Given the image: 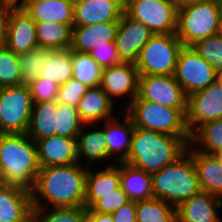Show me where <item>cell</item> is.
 <instances>
[{"label": "cell", "instance_id": "cell-6", "mask_svg": "<svg viewBox=\"0 0 222 222\" xmlns=\"http://www.w3.org/2000/svg\"><path fill=\"white\" fill-rule=\"evenodd\" d=\"M187 109H176L136 97L124 112L133 126L172 136H191L186 124Z\"/></svg>", "mask_w": 222, "mask_h": 222}, {"label": "cell", "instance_id": "cell-44", "mask_svg": "<svg viewBox=\"0 0 222 222\" xmlns=\"http://www.w3.org/2000/svg\"><path fill=\"white\" fill-rule=\"evenodd\" d=\"M13 7V5L0 0V46L5 45L9 17Z\"/></svg>", "mask_w": 222, "mask_h": 222}, {"label": "cell", "instance_id": "cell-30", "mask_svg": "<svg viewBox=\"0 0 222 222\" xmlns=\"http://www.w3.org/2000/svg\"><path fill=\"white\" fill-rule=\"evenodd\" d=\"M39 76L43 78V81L52 82L59 87L73 78L71 49L50 50Z\"/></svg>", "mask_w": 222, "mask_h": 222}, {"label": "cell", "instance_id": "cell-3", "mask_svg": "<svg viewBox=\"0 0 222 222\" xmlns=\"http://www.w3.org/2000/svg\"><path fill=\"white\" fill-rule=\"evenodd\" d=\"M40 169L35 141L26 133H0V183L32 192Z\"/></svg>", "mask_w": 222, "mask_h": 222}, {"label": "cell", "instance_id": "cell-40", "mask_svg": "<svg viewBox=\"0 0 222 222\" xmlns=\"http://www.w3.org/2000/svg\"><path fill=\"white\" fill-rule=\"evenodd\" d=\"M87 90L88 87L83 83L71 78L59 87L56 101L77 108L79 101Z\"/></svg>", "mask_w": 222, "mask_h": 222}, {"label": "cell", "instance_id": "cell-46", "mask_svg": "<svg viewBox=\"0 0 222 222\" xmlns=\"http://www.w3.org/2000/svg\"><path fill=\"white\" fill-rule=\"evenodd\" d=\"M172 4H174L178 9L183 8L188 5L196 4L198 2L206 1V0H169Z\"/></svg>", "mask_w": 222, "mask_h": 222}, {"label": "cell", "instance_id": "cell-51", "mask_svg": "<svg viewBox=\"0 0 222 222\" xmlns=\"http://www.w3.org/2000/svg\"><path fill=\"white\" fill-rule=\"evenodd\" d=\"M218 2H219L220 6L222 8V0H218Z\"/></svg>", "mask_w": 222, "mask_h": 222}, {"label": "cell", "instance_id": "cell-39", "mask_svg": "<svg viewBox=\"0 0 222 222\" xmlns=\"http://www.w3.org/2000/svg\"><path fill=\"white\" fill-rule=\"evenodd\" d=\"M129 201L127 194L120 186L118 189L114 190V193L99 195V199L90 207V209L99 213L113 214Z\"/></svg>", "mask_w": 222, "mask_h": 222}, {"label": "cell", "instance_id": "cell-12", "mask_svg": "<svg viewBox=\"0 0 222 222\" xmlns=\"http://www.w3.org/2000/svg\"><path fill=\"white\" fill-rule=\"evenodd\" d=\"M222 118V86L213 82L187 96L186 124L192 134L203 123Z\"/></svg>", "mask_w": 222, "mask_h": 222}, {"label": "cell", "instance_id": "cell-32", "mask_svg": "<svg viewBox=\"0 0 222 222\" xmlns=\"http://www.w3.org/2000/svg\"><path fill=\"white\" fill-rule=\"evenodd\" d=\"M194 149L208 154L222 150V118L200 125L189 143Z\"/></svg>", "mask_w": 222, "mask_h": 222}, {"label": "cell", "instance_id": "cell-33", "mask_svg": "<svg viewBox=\"0 0 222 222\" xmlns=\"http://www.w3.org/2000/svg\"><path fill=\"white\" fill-rule=\"evenodd\" d=\"M73 78L86 87L100 86L103 68L91 57L89 53L71 50Z\"/></svg>", "mask_w": 222, "mask_h": 222}, {"label": "cell", "instance_id": "cell-49", "mask_svg": "<svg viewBox=\"0 0 222 222\" xmlns=\"http://www.w3.org/2000/svg\"><path fill=\"white\" fill-rule=\"evenodd\" d=\"M214 155L218 159L219 163L222 164V150L215 152Z\"/></svg>", "mask_w": 222, "mask_h": 222}, {"label": "cell", "instance_id": "cell-25", "mask_svg": "<svg viewBox=\"0 0 222 222\" xmlns=\"http://www.w3.org/2000/svg\"><path fill=\"white\" fill-rule=\"evenodd\" d=\"M93 125L97 126L96 124H84L77 136L78 162L83 164L84 162H82L81 159H86L87 161H85L86 163H84V165L87 167L91 166V162L101 163V161H103L104 163L105 161H108V148L102 130V124H100V128L94 127L93 131H87V129H90L88 127L92 128Z\"/></svg>", "mask_w": 222, "mask_h": 222}, {"label": "cell", "instance_id": "cell-18", "mask_svg": "<svg viewBox=\"0 0 222 222\" xmlns=\"http://www.w3.org/2000/svg\"><path fill=\"white\" fill-rule=\"evenodd\" d=\"M31 192L0 183V222H32Z\"/></svg>", "mask_w": 222, "mask_h": 222}, {"label": "cell", "instance_id": "cell-15", "mask_svg": "<svg viewBox=\"0 0 222 222\" xmlns=\"http://www.w3.org/2000/svg\"><path fill=\"white\" fill-rule=\"evenodd\" d=\"M125 0H74L73 27L119 22Z\"/></svg>", "mask_w": 222, "mask_h": 222}, {"label": "cell", "instance_id": "cell-4", "mask_svg": "<svg viewBox=\"0 0 222 222\" xmlns=\"http://www.w3.org/2000/svg\"><path fill=\"white\" fill-rule=\"evenodd\" d=\"M153 198L178 207L201 191L193 158L187 150L175 162L151 174Z\"/></svg>", "mask_w": 222, "mask_h": 222}, {"label": "cell", "instance_id": "cell-41", "mask_svg": "<svg viewBox=\"0 0 222 222\" xmlns=\"http://www.w3.org/2000/svg\"><path fill=\"white\" fill-rule=\"evenodd\" d=\"M33 103L49 102L57 99L59 86L49 81H43V78L38 76L35 81L29 85Z\"/></svg>", "mask_w": 222, "mask_h": 222}, {"label": "cell", "instance_id": "cell-28", "mask_svg": "<svg viewBox=\"0 0 222 222\" xmlns=\"http://www.w3.org/2000/svg\"><path fill=\"white\" fill-rule=\"evenodd\" d=\"M121 187L129 200L139 201L153 198L151 174L124 162H119Z\"/></svg>", "mask_w": 222, "mask_h": 222}, {"label": "cell", "instance_id": "cell-43", "mask_svg": "<svg viewBox=\"0 0 222 222\" xmlns=\"http://www.w3.org/2000/svg\"><path fill=\"white\" fill-rule=\"evenodd\" d=\"M114 222H137L136 201H129L112 214Z\"/></svg>", "mask_w": 222, "mask_h": 222}, {"label": "cell", "instance_id": "cell-24", "mask_svg": "<svg viewBox=\"0 0 222 222\" xmlns=\"http://www.w3.org/2000/svg\"><path fill=\"white\" fill-rule=\"evenodd\" d=\"M118 166H117V165ZM88 167L86 175L85 187V207L90 208L98 199L99 195H108L114 193V190L121 186V178L119 172V162L107 164V167L91 170Z\"/></svg>", "mask_w": 222, "mask_h": 222}, {"label": "cell", "instance_id": "cell-38", "mask_svg": "<svg viewBox=\"0 0 222 222\" xmlns=\"http://www.w3.org/2000/svg\"><path fill=\"white\" fill-rule=\"evenodd\" d=\"M191 47L216 70L222 68V32L200 40Z\"/></svg>", "mask_w": 222, "mask_h": 222}, {"label": "cell", "instance_id": "cell-50", "mask_svg": "<svg viewBox=\"0 0 222 222\" xmlns=\"http://www.w3.org/2000/svg\"><path fill=\"white\" fill-rule=\"evenodd\" d=\"M46 0H25V2H43Z\"/></svg>", "mask_w": 222, "mask_h": 222}, {"label": "cell", "instance_id": "cell-14", "mask_svg": "<svg viewBox=\"0 0 222 222\" xmlns=\"http://www.w3.org/2000/svg\"><path fill=\"white\" fill-rule=\"evenodd\" d=\"M153 32L142 22L130 18L125 12L119 20L115 44L123 62L135 63L143 46L153 36Z\"/></svg>", "mask_w": 222, "mask_h": 222}, {"label": "cell", "instance_id": "cell-17", "mask_svg": "<svg viewBox=\"0 0 222 222\" xmlns=\"http://www.w3.org/2000/svg\"><path fill=\"white\" fill-rule=\"evenodd\" d=\"M121 115L102 122L108 148V160L113 158L114 164L115 161L116 163L123 162L127 158L134 131L131 118L124 111H121Z\"/></svg>", "mask_w": 222, "mask_h": 222}, {"label": "cell", "instance_id": "cell-27", "mask_svg": "<svg viewBox=\"0 0 222 222\" xmlns=\"http://www.w3.org/2000/svg\"><path fill=\"white\" fill-rule=\"evenodd\" d=\"M57 110L58 102L56 100L33 103L26 134L35 142L56 135Z\"/></svg>", "mask_w": 222, "mask_h": 222}, {"label": "cell", "instance_id": "cell-21", "mask_svg": "<svg viewBox=\"0 0 222 222\" xmlns=\"http://www.w3.org/2000/svg\"><path fill=\"white\" fill-rule=\"evenodd\" d=\"M119 22H104L95 25L72 27L70 49L76 52L90 53L101 45H116L115 38Z\"/></svg>", "mask_w": 222, "mask_h": 222}, {"label": "cell", "instance_id": "cell-36", "mask_svg": "<svg viewBox=\"0 0 222 222\" xmlns=\"http://www.w3.org/2000/svg\"><path fill=\"white\" fill-rule=\"evenodd\" d=\"M83 125L76 107L58 103L56 135L77 138Z\"/></svg>", "mask_w": 222, "mask_h": 222}, {"label": "cell", "instance_id": "cell-11", "mask_svg": "<svg viewBox=\"0 0 222 222\" xmlns=\"http://www.w3.org/2000/svg\"><path fill=\"white\" fill-rule=\"evenodd\" d=\"M137 97L165 107L187 109V95L174 75H139Z\"/></svg>", "mask_w": 222, "mask_h": 222}, {"label": "cell", "instance_id": "cell-13", "mask_svg": "<svg viewBox=\"0 0 222 222\" xmlns=\"http://www.w3.org/2000/svg\"><path fill=\"white\" fill-rule=\"evenodd\" d=\"M139 72L133 62H122L119 65L104 68L100 88L115 102V98L128 96L124 111L137 97Z\"/></svg>", "mask_w": 222, "mask_h": 222}, {"label": "cell", "instance_id": "cell-34", "mask_svg": "<svg viewBox=\"0 0 222 222\" xmlns=\"http://www.w3.org/2000/svg\"><path fill=\"white\" fill-rule=\"evenodd\" d=\"M50 50L37 47L18 56L21 73V85L29 86L41 73Z\"/></svg>", "mask_w": 222, "mask_h": 222}, {"label": "cell", "instance_id": "cell-5", "mask_svg": "<svg viewBox=\"0 0 222 222\" xmlns=\"http://www.w3.org/2000/svg\"><path fill=\"white\" fill-rule=\"evenodd\" d=\"M222 31V8L218 0H206L178 9L176 35L183 46Z\"/></svg>", "mask_w": 222, "mask_h": 222}, {"label": "cell", "instance_id": "cell-47", "mask_svg": "<svg viewBox=\"0 0 222 222\" xmlns=\"http://www.w3.org/2000/svg\"><path fill=\"white\" fill-rule=\"evenodd\" d=\"M1 1L7 2L13 6H21L25 2V0H1Z\"/></svg>", "mask_w": 222, "mask_h": 222}, {"label": "cell", "instance_id": "cell-48", "mask_svg": "<svg viewBox=\"0 0 222 222\" xmlns=\"http://www.w3.org/2000/svg\"><path fill=\"white\" fill-rule=\"evenodd\" d=\"M215 82H217L220 86H222V68L216 70V79Z\"/></svg>", "mask_w": 222, "mask_h": 222}, {"label": "cell", "instance_id": "cell-16", "mask_svg": "<svg viewBox=\"0 0 222 222\" xmlns=\"http://www.w3.org/2000/svg\"><path fill=\"white\" fill-rule=\"evenodd\" d=\"M5 46L17 55L39 47L36 22L22 6H14L11 10Z\"/></svg>", "mask_w": 222, "mask_h": 222}, {"label": "cell", "instance_id": "cell-10", "mask_svg": "<svg viewBox=\"0 0 222 222\" xmlns=\"http://www.w3.org/2000/svg\"><path fill=\"white\" fill-rule=\"evenodd\" d=\"M174 77L189 96L215 82L216 69L192 47L184 46L178 55Z\"/></svg>", "mask_w": 222, "mask_h": 222}, {"label": "cell", "instance_id": "cell-1", "mask_svg": "<svg viewBox=\"0 0 222 222\" xmlns=\"http://www.w3.org/2000/svg\"><path fill=\"white\" fill-rule=\"evenodd\" d=\"M87 172L88 167L79 162L42 167L35 188L31 192L32 206L44 208L85 206Z\"/></svg>", "mask_w": 222, "mask_h": 222}, {"label": "cell", "instance_id": "cell-31", "mask_svg": "<svg viewBox=\"0 0 222 222\" xmlns=\"http://www.w3.org/2000/svg\"><path fill=\"white\" fill-rule=\"evenodd\" d=\"M177 207L158 198L136 201L137 222H175Z\"/></svg>", "mask_w": 222, "mask_h": 222}, {"label": "cell", "instance_id": "cell-29", "mask_svg": "<svg viewBox=\"0 0 222 222\" xmlns=\"http://www.w3.org/2000/svg\"><path fill=\"white\" fill-rule=\"evenodd\" d=\"M73 24L55 22H36L37 42L39 47L49 50L69 49L72 44Z\"/></svg>", "mask_w": 222, "mask_h": 222}, {"label": "cell", "instance_id": "cell-9", "mask_svg": "<svg viewBox=\"0 0 222 222\" xmlns=\"http://www.w3.org/2000/svg\"><path fill=\"white\" fill-rule=\"evenodd\" d=\"M124 12L153 34H176L178 8L169 0H125Z\"/></svg>", "mask_w": 222, "mask_h": 222}, {"label": "cell", "instance_id": "cell-22", "mask_svg": "<svg viewBox=\"0 0 222 222\" xmlns=\"http://www.w3.org/2000/svg\"><path fill=\"white\" fill-rule=\"evenodd\" d=\"M115 103L100 88H88L77 106L78 114L84 124H100L116 117ZM101 121V122H100Z\"/></svg>", "mask_w": 222, "mask_h": 222}, {"label": "cell", "instance_id": "cell-37", "mask_svg": "<svg viewBox=\"0 0 222 222\" xmlns=\"http://www.w3.org/2000/svg\"><path fill=\"white\" fill-rule=\"evenodd\" d=\"M18 56L5 45L0 46V88L21 85Z\"/></svg>", "mask_w": 222, "mask_h": 222}, {"label": "cell", "instance_id": "cell-8", "mask_svg": "<svg viewBox=\"0 0 222 222\" xmlns=\"http://www.w3.org/2000/svg\"><path fill=\"white\" fill-rule=\"evenodd\" d=\"M32 109L29 86L0 88V133H26Z\"/></svg>", "mask_w": 222, "mask_h": 222}, {"label": "cell", "instance_id": "cell-42", "mask_svg": "<svg viewBox=\"0 0 222 222\" xmlns=\"http://www.w3.org/2000/svg\"><path fill=\"white\" fill-rule=\"evenodd\" d=\"M89 54L103 69L123 62L119 57L116 45H101L94 48Z\"/></svg>", "mask_w": 222, "mask_h": 222}, {"label": "cell", "instance_id": "cell-7", "mask_svg": "<svg viewBox=\"0 0 222 222\" xmlns=\"http://www.w3.org/2000/svg\"><path fill=\"white\" fill-rule=\"evenodd\" d=\"M183 47L176 34H154L135 62L139 75H174Z\"/></svg>", "mask_w": 222, "mask_h": 222}, {"label": "cell", "instance_id": "cell-23", "mask_svg": "<svg viewBox=\"0 0 222 222\" xmlns=\"http://www.w3.org/2000/svg\"><path fill=\"white\" fill-rule=\"evenodd\" d=\"M187 150L193 158L201 190L222 199V164L214 154L200 152L190 144Z\"/></svg>", "mask_w": 222, "mask_h": 222}, {"label": "cell", "instance_id": "cell-35", "mask_svg": "<svg viewBox=\"0 0 222 222\" xmlns=\"http://www.w3.org/2000/svg\"><path fill=\"white\" fill-rule=\"evenodd\" d=\"M87 208L83 207H33L32 222H86Z\"/></svg>", "mask_w": 222, "mask_h": 222}, {"label": "cell", "instance_id": "cell-19", "mask_svg": "<svg viewBox=\"0 0 222 222\" xmlns=\"http://www.w3.org/2000/svg\"><path fill=\"white\" fill-rule=\"evenodd\" d=\"M36 146L41 168L78 162L77 138L54 135L37 140Z\"/></svg>", "mask_w": 222, "mask_h": 222}, {"label": "cell", "instance_id": "cell-2", "mask_svg": "<svg viewBox=\"0 0 222 222\" xmlns=\"http://www.w3.org/2000/svg\"><path fill=\"white\" fill-rule=\"evenodd\" d=\"M191 136H172L134 127L131 147L124 163L152 174L175 162L186 151Z\"/></svg>", "mask_w": 222, "mask_h": 222}, {"label": "cell", "instance_id": "cell-45", "mask_svg": "<svg viewBox=\"0 0 222 222\" xmlns=\"http://www.w3.org/2000/svg\"><path fill=\"white\" fill-rule=\"evenodd\" d=\"M86 222H114L112 214H105L92 211L90 208H87L86 213Z\"/></svg>", "mask_w": 222, "mask_h": 222}, {"label": "cell", "instance_id": "cell-26", "mask_svg": "<svg viewBox=\"0 0 222 222\" xmlns=\"http://www.w3.org/2000/svg\"><path fill=\"white\" fill-rule=\"evenodd\" d=\"M21 6L35 22L73 24L74 0L24 2Z\"/></svg>", "mask_w": 222, "mask_h": 222}, {"label": "cell", "instance_id": "cell-20", "mask_svg": "<svg viewBox=\"0 0 222 222\" xmlns=\"http://www.w3.org/2000/svg\"><path fill=\"white\" fill-rule=\"evenodd\" d=\"M221 207V198L201 190L177 207V219L180 222H222Z\"/></svg>", "mask_w": 222, "mask_h": 222}]
</instances>
